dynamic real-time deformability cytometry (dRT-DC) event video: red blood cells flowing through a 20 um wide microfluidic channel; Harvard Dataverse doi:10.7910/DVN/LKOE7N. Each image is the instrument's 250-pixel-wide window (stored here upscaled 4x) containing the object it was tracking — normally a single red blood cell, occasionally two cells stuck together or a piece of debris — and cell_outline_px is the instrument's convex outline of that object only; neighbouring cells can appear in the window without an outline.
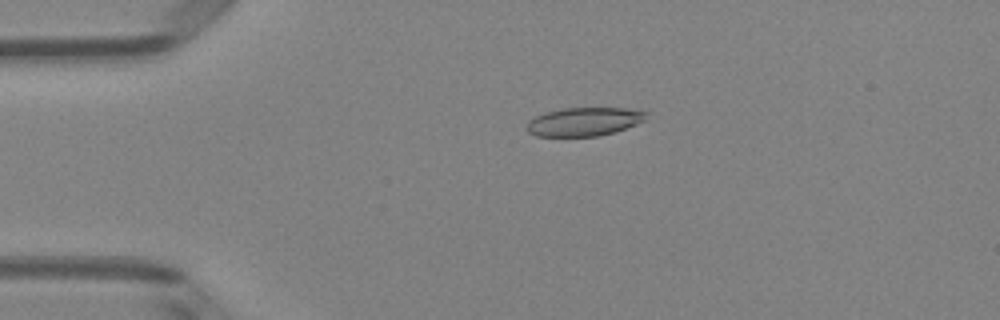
{"species": "Egyptian fruit bat (a non-hibernating species)", "species_latin": "Rousettus aegyptiacus", "temperature_condition": "room temperature", "stored_images_in_passage": 45, "camera_frame_rate_fps": 3000, "um_per_image_px": 0.085, "animal": {"sex": "female"}, "frame": {"image": 1, "passage_image": 5, "time_ms": 1.333, "image_size_px": [1000, 320], "cell_outline_px": [[648, 120], [600, 136], [536, 136], [528, 132], [528, 120], [544, 112], [564, 108], [624, 108], [648, 112]], "centroid_in_image_um": [49.67, 10.33], "position_along_channel_um": 35.3, "area_um2": 19.83}}
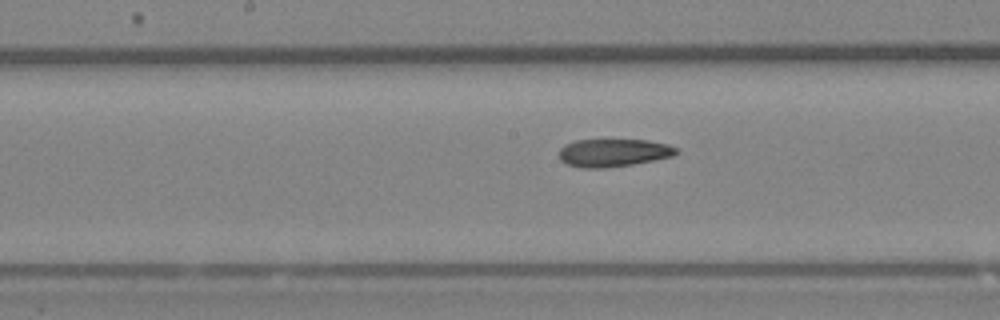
{"frame": {"image": 2, "passage_image": 20, "time_ms": 6.333, "image_size_px": [1000, 320], "cell_outline_px": [[680, 152], [672, 156], [632, 164], [608, 168], [580, 168], [568, 164], [560, 160], [560, 148], [564, 144], [576, 140], [648, 140], [668, 144], [676, 148]], "centroid_in_image_um": [52.13, 12.98], "position_along_channel_um": 196.1, "area_um2": 19.02}}
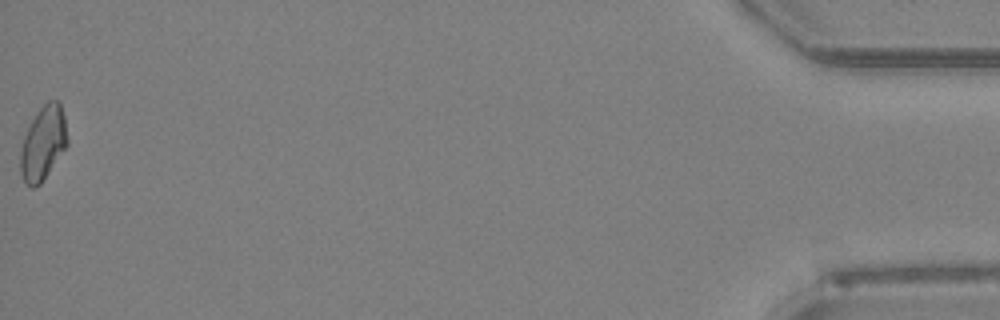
{"frame": {"image": 3, "passage_image": 45, "time_ms": 14.667, "image_size_px": [1000, 320], "cell_outline_px": [[68, 144], [40, 184], [32, 188], [24, 180], [20, 172], [20, 152], [24, 136], [32, 120], [40, 108], [48, 100], [60, 100], [64, 116], [68, 140]], "centroid_in_image_um": [3.67, 12.15], "position_along_channel_um": 431.5, "area_um2": 20.0}, "authors_computed_cell_mechanics": {"area_um2": 19.8254, "velocity_mm_per_s": 4.0065, "shape_relaxation_time_tau1_ms": null, "shape_relaxation_time_tau2_ms": 4.5507, "deformation_change_tau1": null, "deformation_change_tau2": 0.1261}}